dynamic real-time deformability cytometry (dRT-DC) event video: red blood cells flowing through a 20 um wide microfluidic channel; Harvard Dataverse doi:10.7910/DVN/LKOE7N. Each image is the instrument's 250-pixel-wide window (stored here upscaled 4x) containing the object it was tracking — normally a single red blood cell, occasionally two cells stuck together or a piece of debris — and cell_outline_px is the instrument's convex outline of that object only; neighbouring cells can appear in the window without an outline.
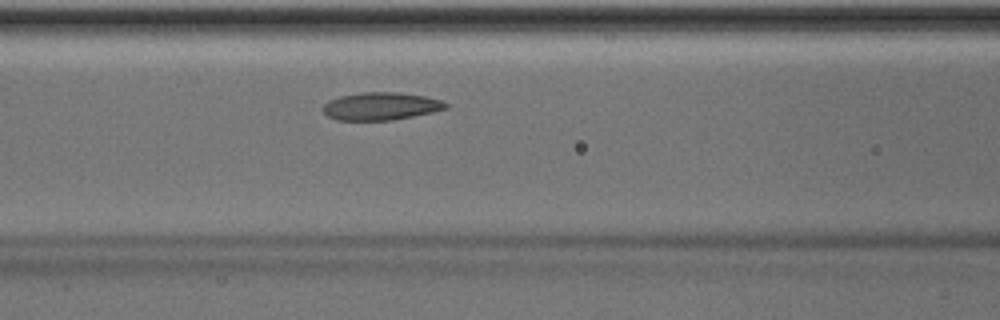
{"species": "Egyptian fruit bat (a non-hibernating species)", "species_latin": "Rousettus aegyptiacus", "temperature_condition": "room temperature", "stored_images_in_passage": 41, "camera_frame_rate_fps": 3000, "um_per_image_px": 0.085, "animal": {"sex": "male"}, "frame": {"image": 1, "passage_image": 12, "time_ms": 3.667, "image_size_px": [1000, 320], "cell_outline_px": [[448, 108], [432, 112], [392, 120], [336, 120], [328, 116], [320, 108], [328, 100], [340, 96], [360, 92], [400, 92], [424, 96], [444, 100], [448, 104]], "centroid_in_image_um": [32.36, 9.02], "position_along_channel_um": 134.2, "area_um2": 20.0}}
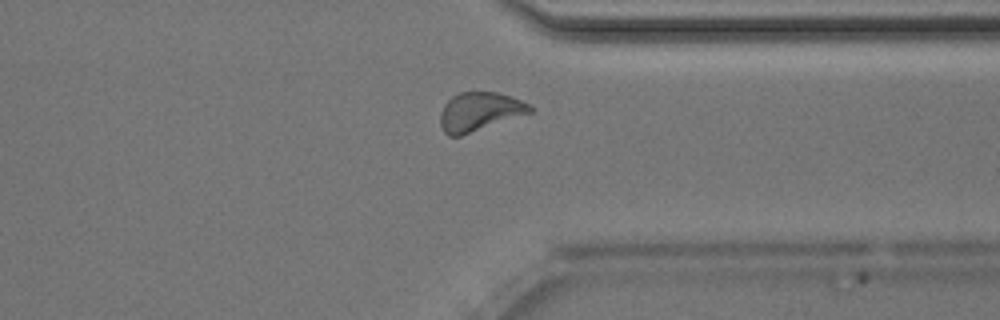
{"frame": {"image": 2, "passage_image": 30, "time_ms": 9.667, "image_size_px": [1000, 320], "cell_outline_px": [[536, 108], [532, 112], [460, 136], [448, 136], [444, 132], [440, 124], [440, 112], [444, 104], [452, 96], [460, 92], [496, 92], [512, 96]], "centroid_in_image_um": [40.75, 9.48], "position_along_channel_um": 370.6, "area_um2": 20.23}, "authors_computed_cell_mechanics": {"area_um2": 19.9988, "velocity_mm_per_s": 3.9646, "shape_relaxation_time_tau1_ms": 4.0795, "shape_relaxation_time_tau2_ms": 2.277, "deformation_change_tau1": 0.0972, "deformation_change_tau2": 0.0831}}